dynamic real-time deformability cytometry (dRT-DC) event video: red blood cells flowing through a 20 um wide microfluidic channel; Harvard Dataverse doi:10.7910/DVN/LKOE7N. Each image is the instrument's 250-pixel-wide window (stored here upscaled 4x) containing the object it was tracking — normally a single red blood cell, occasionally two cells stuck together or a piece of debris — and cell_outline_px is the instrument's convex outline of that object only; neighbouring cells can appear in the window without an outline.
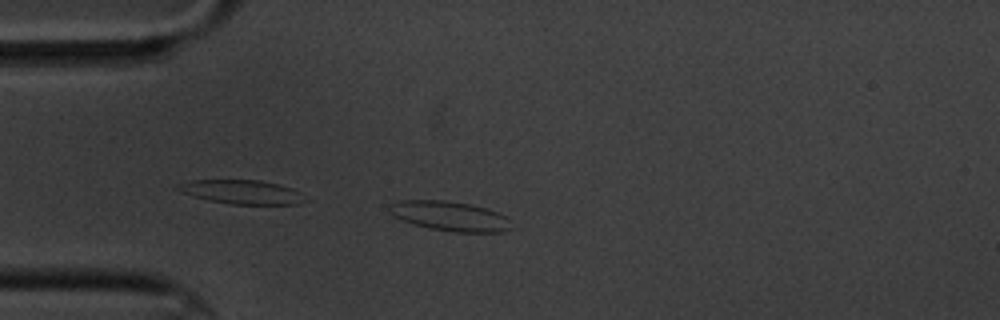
{"species": "common noctule bat (a hibernating species)", "species_latin": "Nyctalus noctula", "temperature_condition": "cold", "stored_images_in_passage": 6, "camera_frame_rate_fps": 3000, "um_per_image_px": 0.085, "animal": {"sex": "male", "body_mass_g": 20.1, "forearm_length_mm": 53.5}, "frame": {"image": 1, "passage_image": 5, "time_ms": 4.667, "image_size_px": [1000, 320], "cell_outline_px": [[516, 228], [504, 232], [456, 232], [428, 228], [412, 224], [392, 216], [388, 212], [388, 204], [400, 200], [444, 200], [468, 204], [488, 208], [508, 216]], "centroid_in_image_um": [38.28, 18.37], "position_along_channel_um": 46.7, "area_um2": 21.68}}